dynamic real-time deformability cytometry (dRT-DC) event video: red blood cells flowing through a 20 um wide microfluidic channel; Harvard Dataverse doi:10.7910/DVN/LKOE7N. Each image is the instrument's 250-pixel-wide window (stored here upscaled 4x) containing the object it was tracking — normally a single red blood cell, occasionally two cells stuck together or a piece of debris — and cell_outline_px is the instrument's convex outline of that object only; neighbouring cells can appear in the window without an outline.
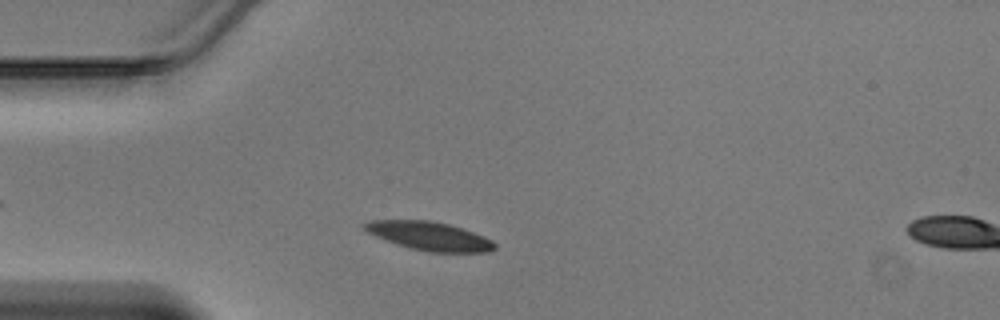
{"species": "Egyptian fruit bat (a non-hibernating species)", "species_latin": "Rousettus aegyptiacus", "temperature_condition": "warm", "stored_images_in_passage": 8, "camera_frame_rate_fps": 3000, "um_per_image_px": 0.085, "animal": {"sex": "male"}, "frame": {"image": 1, "passage_image": 6, "time_ms": 1.667, "image_size_px": [1000, 320], "cell_outline_px": [[496, 248], [488, 252], [428, 252], [408, 248], [396, 244], [376, 236], [368, 232], [364, 228], [364, 224], [368, 220], [428, 220], [448, 224], [472, 232], [492, 240], [496, 244]], "centroid_in_image_um": [36.49, 20.07], "position_along_channel_um": 48.5, "area_um2": 21.5}}